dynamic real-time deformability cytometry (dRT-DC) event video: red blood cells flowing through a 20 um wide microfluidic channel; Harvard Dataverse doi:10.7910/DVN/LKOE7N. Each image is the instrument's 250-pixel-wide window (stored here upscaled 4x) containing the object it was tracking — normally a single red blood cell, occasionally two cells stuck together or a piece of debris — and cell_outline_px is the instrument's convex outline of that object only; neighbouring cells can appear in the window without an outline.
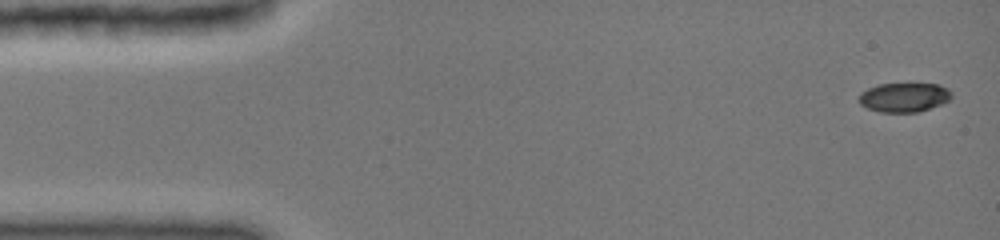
{"species": "common noctule bat (a hibernating species)", "species_latin": "Nyctalus noctula", "temperature_condition": "cold", "stored_images_in_passage": 22, "camera_frame_rate_fps": 3000, "um_per_image_px": 0.085, "animal": {"sex": "female", "body_mass_g": 19.0, "forearm_length_mm": 51.5}, "frame": {"image": 1, "passage_image": 1, "time_ms": 0.0, "image_size_px": [1000, 240], "cell_outline_px": [[952, 96], [948, 100], [940, 104], [916, 112], [880, 112], [868, 108], [860, 104], [860, 92], [868, 88], [880, 84], [940, 84], [948, 88], [952, 92]], "centroid_in_image_um": [76.85, 8.26], "position_along_channel_um": 8.1, "area_um2": 15.61}}
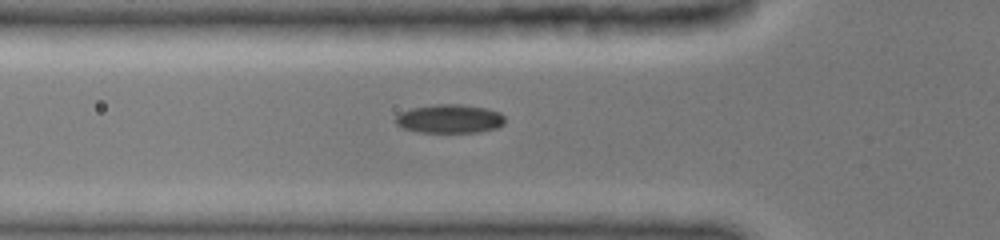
{"frame": {"image": 2, "passage_image": 13, "time_ms": 5.0, "image_size_px": [1000, 240], "cell_outline_px": [[504, 124], [496, 128], [476, 132], [420, 132], [404, 128], [396, 124], [396, 116], [400, 112], [412, 108], [440, 104], [456, 104], [484, 108], [500, 112], [504, 116]], "centroid_in_image_um": [38.22, 10.1], "position_along_channel_um": 87.6, "area_um2": 18.03}}
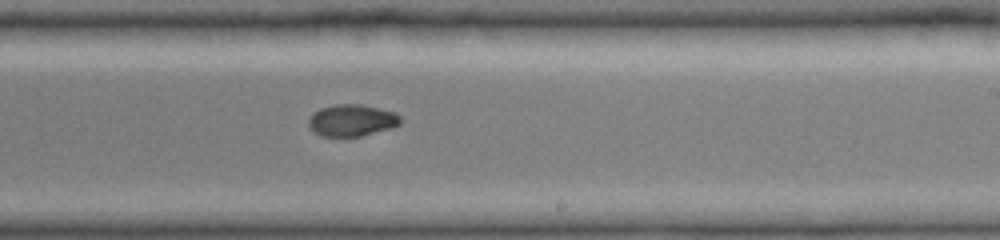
{"frame": {"image": 3, "passage_image": 22, "time_ms": 9.333, "image_size_px": [1000, 240], "cell_outline_px": [[400, 124], [392, 128], [360, 136], [320, 136], [308, 124], [308, 120], [320, 108], [336, 104], [360, 104], [396, 112], [400, 116]], "centroid_in_image_um": [29.94, 10.22], "position_along_channel_um": 259.1, "area_um2": 16.82}}